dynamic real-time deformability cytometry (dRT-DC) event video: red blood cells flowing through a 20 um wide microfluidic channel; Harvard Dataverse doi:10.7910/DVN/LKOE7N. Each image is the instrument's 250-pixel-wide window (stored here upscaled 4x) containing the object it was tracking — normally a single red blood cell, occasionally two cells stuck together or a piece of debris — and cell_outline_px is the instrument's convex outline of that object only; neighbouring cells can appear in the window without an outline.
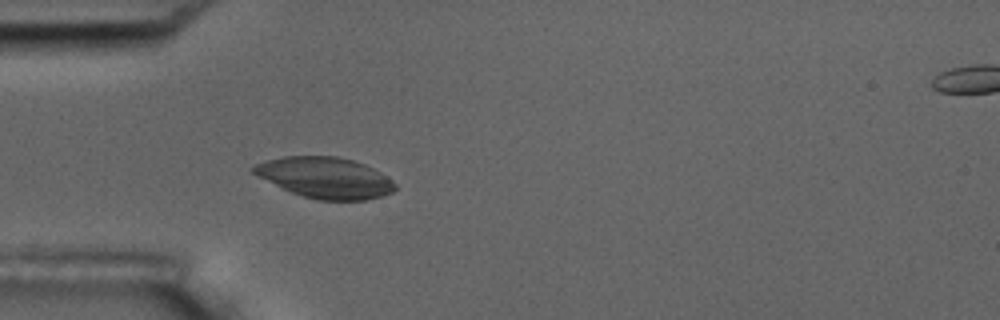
{"species": "common noctule bat (a hibernating species)", "species_latin": "Nyctalus noctula", "temperature_condition": "room temperature", "stored_images_in_passage": 8, "segment_of_instrument_passage": [1, 2], "camera_frame_rate_fps": 3000, "um_per_image_px": 0.085, "animal": {"sex": "male", "body_mass_g": 17.5, "forearm_length_mm": 52.3}, "frame": {"image": 1, "passage_image": 7, "time_ms": 7.0, "image_size_px": [1000, 320], "cell_outline_px": [[396, 188], [392, 192], [380, 196], [364, 200], [316, 200], [292, 192], [256, 176], [248, 168], [256, 164], [268, 160], [284, 156], [336, 156], [352, 160], [364, 164], [380, 172], [392, 180], [396, 184]], "centroid_in_image_um": [27.61, 15.1], "position_along_channel_um": 57.4, "area_um2": 33.58}}